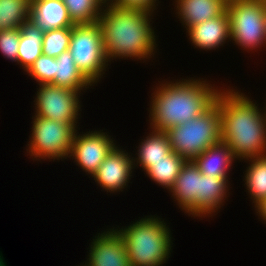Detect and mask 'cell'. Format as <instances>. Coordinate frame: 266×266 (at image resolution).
Segmentation results:
<instances>
[{
	"label": "cell",
	"mask_w": 266,
	"mask_h": 266,
	"mask_svg": "<svg viewBox=\"0 0 266 266\" xmlns=\"http://www.w3.org/2000/svg\"><path fill=\"white\" fill-rule=\"evenodd\" d=\"M68 50L81 73L92 84L97 83L108 65L102 31L98 22L75 24L72 27Z\"/></svg>",
	"instance_id": "cell-6"
},
{
	"label": "cell",
	"mask_w": 266,
	"mask_h": 266,
	"mask_svg": "<svg viewBox=\"0 0 266 266\" xmlns=\"http://www.w3.org/2000/svg\"><path fill=\"white\" fill-rule=\"evenodd\" d=\"M248 161L251 164L246 170L245 184L256 207L266 199V155Z\"/></svg>",
	"instance_id": "cell-24"
},
{
	"label": "cell",
	"mask_w": 266,
	"mask_h": 266,
	"mask_svg": "<svg viewBox=\"0 0 266 266\" xmlns=\"http://www.w3.org/2000/svg\"><path fill=\"white\" fill-rule=\"evenodd\" d=\"M20 30L17 62L22 65L24 71H27L42 54V37L44 31L30 20L25 22L20 27Z\"/></svg>",
	"instance_id": "cell-20"
},
{
	"label": "cell",
	"mask_w": 266,
	"mask_h": 266,
	"mask_svg": "<svg viewBox=\"0 0 266 266\" xmlns=\"http://www.w3.org/2000/svg\"><path fill=\"white\" fill-rule=\"evenodd\" d=\"M161 85L156 87L150 104V124L155 131H166L202 115L215 103L220 91L200 79Z\"/></svg>",
	"instance_id": "cell-3"
},
{
	"label": "cell",
	"mask_w": 266,
	"mask_h": 266,
	"mask_svg": "<svg viewBox=\"0 0 266 266\" xmlns=\"http://www.w3.org/2000/svg\"><path fill=\"white\" fill-rule=\"evenodd\" d=\"M185 163V159L171 151L163 160L155 162L145 172L154 182L170 191Z\"/></svg>",
	"instance_id": "cell-22"
},
{
	"label": "cell",
	"mask_w": 266,
	"mask_h": 266,
	"mask_svg": "<svg viewBox=\"0 0 266 266\" xmlns=\"http://www.w3.org/2000/svg\"><path fill=\"white\" fill-rule=\"evenodd\" d=\"M256 210L258 211L257 213L263 220H265L266 223V199L262 201L258 206H256Z\"/></svg>",
	"instance_id": "cell-30"
},
{
	"label": "cell",
	"mask_w": 266,
	"mask_h": 266,
	"mask_svg": "<svg viewBox=\"0 0 266 266\" xmlns=\"http://www.w3.org/2000/svg\"><path fill=\"white\" fill-rule=\"evenodd\" d=\"M29 151L36 160L66 158L70 154L75 127L43 117L34 116Z\"/></svg>",
	"instance_id": "cell-8"
},
{
	"label": "cell",
	"mask_w": 266,
	"mask_h": 266,
	"mask_svg": "<svg viewBox=\"0 0 266 266\" xmlns=\"http://www.w3.org/2000/svg\"><path fill=\"white\" fill-rule=\"evenodd\" d=\"M159 219L147 216L128 228L116 229L125 241L131 266H160L169 258L170 230L164 220Z\"/></svg>",
	"instance_id": "cell-4"
},
{
	"label": "cell",
	"mask_w": 266,
	"mask_h": 266,
	"mask_svg": "<svg viewBox=\"0 0 266 266\" xmlns=\"http://www.w3.org/2000/svg\"><path fill=\"white\" fill-rule=\"evenodd\" d=\"M215 102L221 117V141L235 158L248 159L266 155V112L262 113L243 93L218 92Z\"/></svg>",
	"instance_id": "cell-1"
},
{
	"label": "cell",
	"mask_w": 266,
	"mask_h": 266,
	"mask_svg": "<svg viewBox=\"0 0 266 266\" xmlns=\"http://www.w3.org/2000/svg\"><path fill=\"white\" fill-rule=\"evenodd\" d=\"M187 32L195 47L203 50L215 49L231 39L228 14L225 12L219 17L191 26Z\"/></svg>",
	"instance_id": "cell-14"
},
{
	"label": "cell",
	"mask_w": 266,
	"mask_h": 266,
	"mask_svg": "<svg viewBox=\"0 0 266 266\" xmlns=\"http://www.w3.org/2000/svg\"><path fill=\"white\" fill-rule=\"evenodd\" d=\"M74 24L96 23L101 15L103 0H63Z\"/></svg>",
	"instance_id": "cell-25"
},
{
	"label": "cell",
	"mask_w": 266,
	"mask_h": 266,
	"mask_svg": "<svg viewBox=\"0 0 266 266\" xmlns=\"http://www.w3.org/2000/svg\"><path fill=\"white\" fill-rule=\"evenodd\" d=\"M72 27L46 30L42 37V54L57 58L69 49Z\"/></svg>",
	"instance_id": "cell-26"
},
{
	"label": "cell",
	"mask_w": 266,
	"mask_h": 266,
	"mask_svg": "<svg viewBox=\"0 0 266 266\" xmlns=\"http://www.w3.org/2000/svg\"><path fill=\"white\" fill-rule=\"evenodd\" d=\"M231 40L248 50L266 44L263 0H234L227 2ZM260 46V47H259Z\"/></svg>",
	"instance_id": "cell-7"
},
{
	"label": "cell",
	"mask_w": 266,
	"mask_h": 266,
	"mask_svg": "<svg viewBox=\"0 0 266 266\" xmlns=\"http://www.w3.org/2000/svg\"><path fill=\"white\" fill-rule=\"evenodd\" d=\"M108 4L121 8H139L153 12L157 0H109Z\"/></svg>",
	"instance_id": "cell-29"
},
{
	"label": "cell",
	"mask_w": 266,
	"mask_h": 266,
	"mask_svg": "<svg viewBox=\"0 0 266 266\" xmlns=\"http://www.w3.org/2000/svg\"><path fill=\"white\" fill-rule=\"evenodd\" d=\"M40 84H50L55 77L54 57L41 54L26 71Z\"/></svg>",
	"instance_id": "cell-27"
},
{
	"label": "cell",
	"mask_w": 266,
	"mask_h": 266,
	"mask_svg": "<svg viewBox=\"0 0 266 266\" xmlns=\"http://www.w3.org/2000/svg\"><path fill=\"white\" fill-rule=\"evenodd\" d=\"M39 86L34 104L36 105L34 116L68 123L76 128L80 109L78 93L80 95V92L53 84H40Z\"/></svg>",
	"instance_id": "cell-9"
},
{
	"label": "cell",
	"mask_w": 266,
	"mask_h": 266,
	"mask_svg": "<svg viewBox=\"0 0 266 266\" xmlns=\"http://www.w3.org/2000/svg\"><path fill=\"white\" fill-rule=\"evenodd\" d=\"M128 156V153L116 146L92 175L95 182L97 181L107 192L123 191L129 177L132 176L133 165L136 162L131 156Z\"/></svg>",
	"instance_id": "cell-11"
},
{
	"label": "cell",
	"mask_w": 266,
	"mask_h": 266,
	"mask_svg": "<svg viewBox=\"0 0 266 266\" xmlns=\"http://www.w3.org/2000/svg\"><path fill=\"white\" fill-rule=\"evenodd\" d=\"M137 163L146 171L152 164L163 160L172 150L164 131L152 130V133L140 143Z\"/></svg>",
	"instance_id": "cell-21"
},
{
	"label": "cell",
	"mask_w": 266,
	"mask_h": 266,
	"mask_svg": "<svg viewBox=\"0 0 266 266\" xmlns=\"http://www.w3.org/2000/svg\"><path fill=\"white\" fill-rule=\"evenodd\" d=\"M100 235V236H99ZM87 266H131L124 239L117 230L99 233L91 243Z\"/></svg>",
	"instance_id": "cell-12"
},
{
	"label": "cell",
	"mask_w": 266,
	"mask_h": 266,
	"mask_svg": "<svg viewBox=\"0 0 266 266\" xmlns=\"http://www.w3.org/2000/svg\"><path fill=\"white\" fill-rule=\"evenodd\" d=\"M54 73V80L50 84L80 92L83 88L92 86V83L77 68L69 50L54 58Z\"/></svg>",
	"instance_id": "cell-19"
},
{
	"label": "cell",
	"mask_w": 266,
	"mask_h": 266,
	"mask_svg": "<svg viewBox=\"0 0 266 266\" xmlns=\"http://www.w3.org/2000/svg\"><path fill=\"white\" fill-rule=\"evenodd\" d=\"M31 0H0V31L20 28L30 20Z\"/></svg>",
	"instance_id": "cell-23"
},
{
	"label": "cell",
	"mask_w": 266,
	"mask_h": 266,
	"mask_svg": "<svg viewBox=\"0 0 266 266\" xmlns=\"http://www.w3.org/2000/svg\"><path fill=\"white\" fill-rule=\"evenodd\" d=\"M228 179L203 175L200 172L198 217L210 215L220 208L227 196ZM225 197V198H224Z\"/></svg>",
	"instance_id": "cell-18"
},
{
	"label": "cell",
	"mask_w": 266,
	"mask_h": 266,
	"mask_svg": "<svg viewBox=\"0 0 266 266\" xmlns=\"http://www.w3.org/2000/svg\"><path fill=\"white\" fill-rule=\"evenodd\" d=\"M263 9H264V17H265V25H266V0H263Z\"/></svg>",
	"instance_id": "cell-31"
},
{
	"label": "cell",
	"mask_w": 266,
	"mask_h": 266,
	"mask_svg": "<svg viewBox=\"0 0 266 266\" xmlns=\"http://www.w3.org/2000/svg\"><path fill=\"white\" fill-rule=\"evenodd\" d=\"M20 34V28L0 31V51L14 62H17Z\"/></svg>",
	"instance_id": "cell-28"
},
{
	"label": "cell",
	"mask_w": 266,
	"mask_h": 266,
	"mask_svg": "<svg viewBox=\"0 0 266 266\" xmlns=\"http://www.w3.org/2000/svg\"><path fill=\"white\" fill-rule=\"evenodd\" d=\"M200 170L194 161H186L170 189L181 209L189 215L198 216Z\"/></svg>",
	"instance_id": "cell-13"
},
{
	"label": "cell",
	"mask_w": 266,
	"mask_h": 266,
	"mask_svg": "<svg viewBox=\"0 0 266 266\" xmlns=\"http://www.w3.org/2000/svg\"><path fill=\"white\" fill-rule=\"evenodd\" d=\"M235 156L224 141H220L198 155L193 161L203 175L228 178Z\"/></svg>",
	"instance_id": "cell-17"
},
{
	"label": "cell",
	"mask_w": 266,
	"mask_h": 266,
	"mask_svg": "<svg viewBox=\"0 0 266 266\" xmlns=\"http://www.w3.org/2000/svg\"><path fill=\"white\" fill-rule=\"evenodd\" d=\"M177 14L185 28L223 15L226 12L225 0H177ZM187 26V27H186Z\"/></svg>",
	"instance_id": "cell-16"
},
{
	"label": "cell",
	"mask_w": 266,
	"mask_h": 266,
	"mask_svg": "<svg viewBox=\"0 0 266 266\" xmlns=\"http://www.w3.org/2000/svg\"><path fill=\"white\" fill-rule=\"evenodd\" d=\"M171 150L193 161L210 146L221 141V117L215 102L202 115L164 131Z\"/></svg>",
	"instance_id": "cell-5"
},
{
	"label": "cell",
	"mask_w": 266,
	"mask_h": 266,
	"mask_svg": "<svg viewBox=\"0 0 266 266\" xmlns=\"http://www.w3.org/2000/svg\"><path fill=\"white\" fill-rule=\"evenodd\" d=\"M77 133L74 134L69 157H75L74 161L81 169L92 176L116 145L108 134L101 131Z\"/></svg>",
	"instance_id": "cell-10"
},
{
	"label": "cell",
	"mask_w": 266,
	"mask_h": 266,
	"mask_svg": "<svg viewBox=\"0 0 266 266\" xmlns=\"http://www.w3.org/2000/svg\"><path fill=\"white\" fill-rule=\"evenodd\" d=\"M103 7L106 8H102L98 24L108 61L116 57L140 60L150 58L157 47L156 36L149 21L153 13L145 9L121 8L108 3Z\"/></svg>",
	"instance_id": "cell-2"
},
{
	"label": "cell",
	"mask_w": 266,
	"mask_h": 266,
	"mask_svg": "<svg viewBox=\"0 0 266 266\" xmlns=\"http://www.w3.org/2000/svg\"><path fill=\"white\" fill-rule=\"evenodd\" d=\"M30 21L43 31L75 25L63 0H31Z\"/></svg>",
	"instance_id": "cell-15"
}]
</instances>
